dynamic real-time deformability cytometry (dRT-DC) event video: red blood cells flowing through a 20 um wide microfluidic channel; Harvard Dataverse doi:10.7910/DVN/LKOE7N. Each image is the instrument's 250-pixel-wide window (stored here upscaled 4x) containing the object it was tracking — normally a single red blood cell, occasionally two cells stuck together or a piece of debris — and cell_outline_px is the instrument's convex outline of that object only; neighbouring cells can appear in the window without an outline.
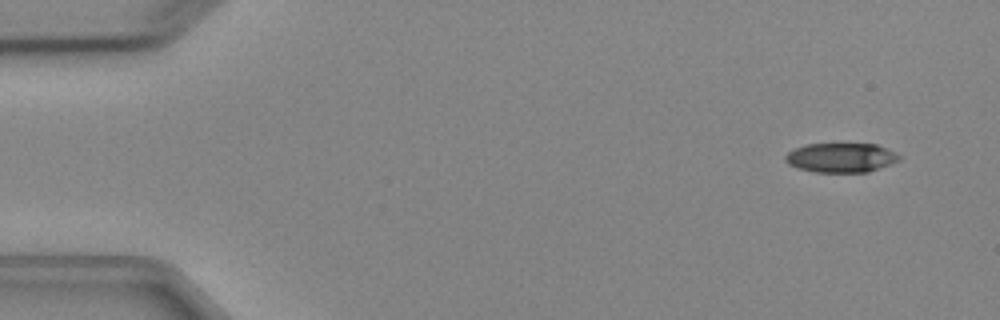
{"species": "Egyptian fruit bat (a non-hibernating species)", "species_latin": "Rousettus aegyptiacus", "temperature_condition": "cold", "stored_images_in_passage": 8, "camera_frame_rate_fps": 3000, "um_per_image_px": 0.085, "animal": {"sex": "female"}, "frame": {"image": 1, "passage_image": 1, "time_ms": 0.0, "image_size_px": [1000, 320], "cell_outline_px": [[900, 160], [892, 164], [868, 172], [816, 172], [800, 168], [788, 164], [784, 160], [784, 156], [788, 152], [796, 148], [808, 144], [876, 144], [900, 156]], "centroid_in_image_um": [71.48, 13.41], "position_along_channel_um": 13.5, "area_um2": 19.31}}
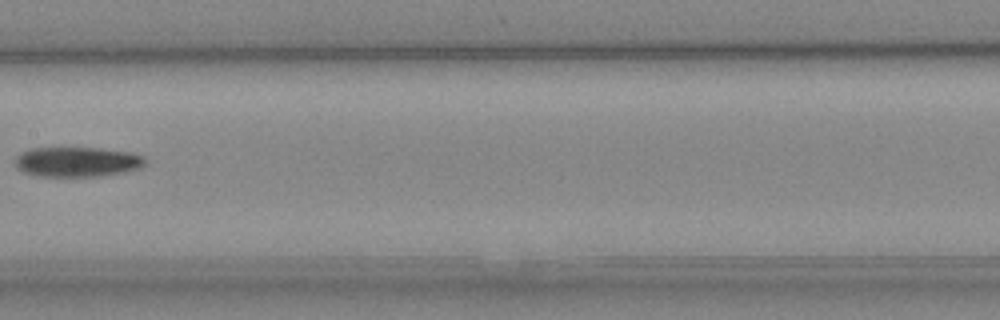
{"frame": {"image": 2, "passage_image": 7, "time_ms": 7.667, "image_size_px": [1000, 320], "cell_outline_px": [[148, 160], [140, 168], [124, 172], [100, 176], [40, 176], [24, 172], [16, 168], [16, 156], [20, 152], [32, 148], [100, 148], [132, 152], [144, 156]], "centroid_in_image_um": [6.59, 13.75], "position_along_channel_um": 200.8, "area_um2": 22.77}}
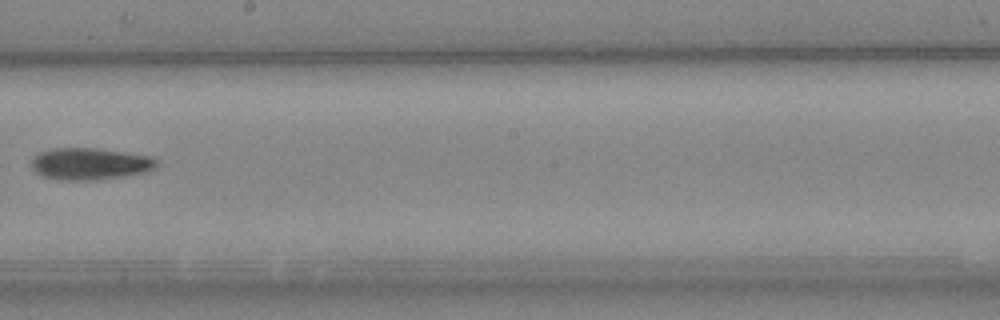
{"frame": {"image": 3, "passage_image": 8, "time_ms": 8.667, "image_size_px": [1000, 320], "cell_outline_px": [[156, 168], [148, 172], [124, 176], [92, 180], [60, 180], [44, 176], [36, 172], [32, 168], [32, 160], [40, 152], [52, 148], [96, 148], [152, 156], [156, 160]], "centroid_in_image_um": [7.67, 13.92], "position_along_channel_um": 240.5, "area_um2": 23.18}}